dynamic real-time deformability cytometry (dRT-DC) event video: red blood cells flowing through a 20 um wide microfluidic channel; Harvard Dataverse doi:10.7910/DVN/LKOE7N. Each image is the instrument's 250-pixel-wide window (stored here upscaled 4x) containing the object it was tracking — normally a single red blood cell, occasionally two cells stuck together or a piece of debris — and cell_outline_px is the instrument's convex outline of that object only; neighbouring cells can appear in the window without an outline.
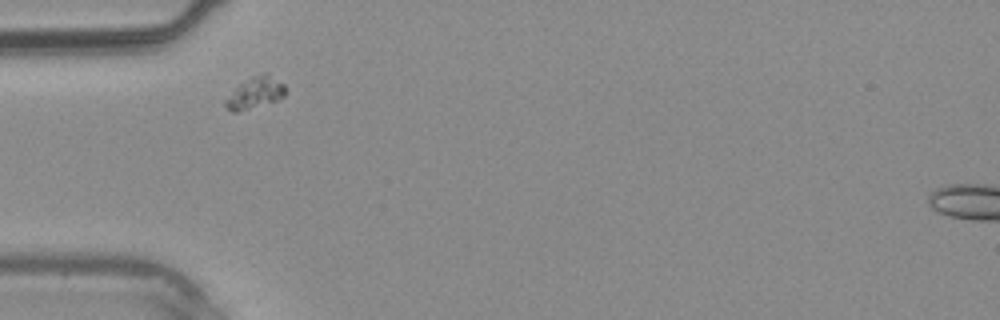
{"species": "common noctule bat (a hibernating species)", "species_latin": "Nyctalus noctula", "temperature_condition": "warm", "stored_images_in_passage": 1, "camera_frame_rate_fps": 3000, "um_per_image_px": 0.085, "animal": {"sex": "male", "body_mass_g": 20.4}, "frame": {"image": 1, "passage_image": 1, "time_ms": 0.0, "image_size_px": [1000, 320], "cell_outline_px": [[284, 96], [276, 100], [236, 112], [232, 112], [224, 104], [224, 100], [240, 84], [252, 76], [264, 72], [268, 72], [284, 84]], "centroid_in_image_um": [21.69, 7.86], "position_along_channel_um": 63.3, "area_um2": 10.69}}